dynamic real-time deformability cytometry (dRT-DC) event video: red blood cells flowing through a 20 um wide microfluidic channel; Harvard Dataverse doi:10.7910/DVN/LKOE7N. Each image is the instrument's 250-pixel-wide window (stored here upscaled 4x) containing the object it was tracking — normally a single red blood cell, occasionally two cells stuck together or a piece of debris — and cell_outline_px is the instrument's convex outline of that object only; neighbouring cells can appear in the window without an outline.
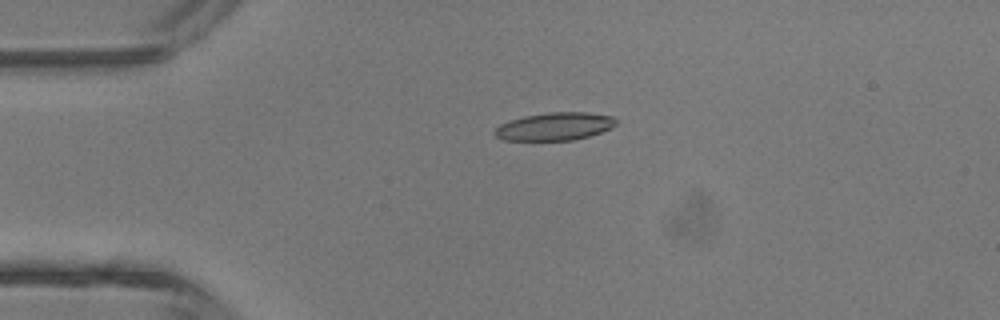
{"species": "common noctule bat (a hibernating species)", "species_latin": "Nyctalus noctula", "temperature_condition": "room temperature", "stored_images_in_passage": 4, "camera_frame_rate_fps": 3000, "um_per_image_px": 0.085, "animal": {"sex": "male", "body_mass_g": 13.3}, "frame": {"image": 1, "passage_image": 3, "time_ms": 2.333, "image_size_px": [1000, 320], "cell_outline_px": [[616, 124], [612, 128], [588, 136], [572, 140], [504, 140], [496, 136], [492, 132], [500, 124], [524, 116], [548, 112], [588, 112], [612, 116], [616, 120]], "centroid_in_image_um": [47.15, 10.74], "position_along_channel_um": 37.8, "area_um2": 19.59}}